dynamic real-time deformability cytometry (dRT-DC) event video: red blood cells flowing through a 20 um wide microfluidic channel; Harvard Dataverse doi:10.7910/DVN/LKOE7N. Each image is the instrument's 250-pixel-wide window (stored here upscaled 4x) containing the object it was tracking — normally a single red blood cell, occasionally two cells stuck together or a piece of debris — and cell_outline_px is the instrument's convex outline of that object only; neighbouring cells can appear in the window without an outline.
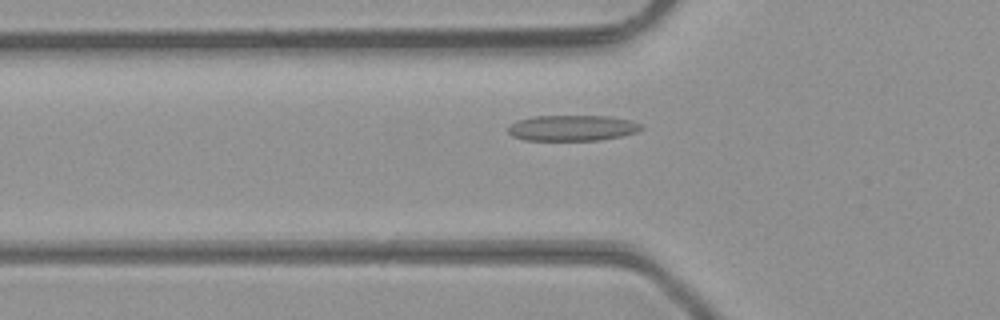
{"species": "common noctule bat (a hibernating species)", "species_latin": "Nyctalus noctula", "temperature_condition": "room temperature", "stored_images_in_passage": 45, "camera_frame_rate_fps": 3000, "um_per_image_px": 0.085, "animal": {"sex": "male", "body_mass_g": 23.1, "forearm_length_mm": 52.7}, "frame": {"image": 1, "passage_image": 14, "time_ms": 4.333, "image_size_px": [1000, 320], "cell_outline_px": [[644, 128], [636, 132], [620, 136], [600, 140], [524, 140], [512, 136], [508, 132], [508, 128], [516, 120], [532, 116], [608, 116], [632, 120], [640, 124]], "centroid_in_image_um": [48.63, 10.87], "position_along_channel_um": 77.2, "area_um2": 20.0}}
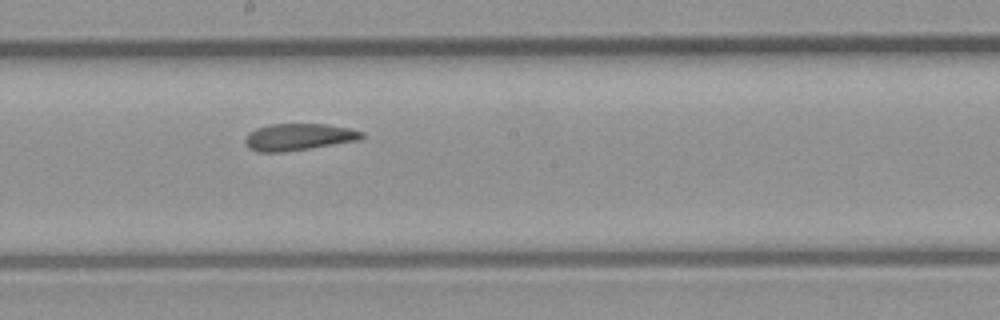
{"frame": {"image": 2, "passage_image": 24, "time_ms": 7.667, "image_size_px": [1000, 320], "cell_outline_px": [[364, 136], [360, 140], [308, 148], [280, 152], [256, 152], [248, 148], [244, 144], [244, 136], [248, 132], [256, 128], [272, 124], [324, 124], [348, 128], [364, 132]], "centroid_in_image_um": [25.32, 11.64], "position_along_channel_um": 222.9, "area_um2": 18.26}}
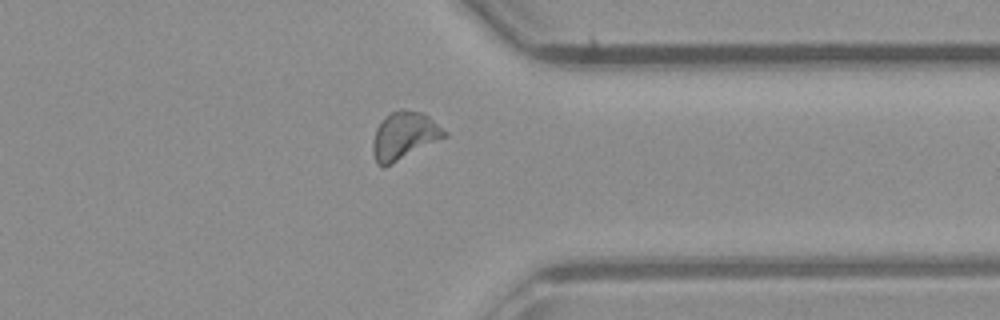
{"frame": {"image": 3, "passage_image": 35, "time_ms": 11.333, "image_size_px": [1000, 320], "cell_outline_px": [[448, 136], [384, 168], [376, 164], [372, 152], [372, 140], [376, 128], [384, 116], [400, 108], [404, 108], [424, 112], [448, 132]], "centroid_in_image_um": [34.35, 11.53], "position_along_channel_um": 377.0, "area_um2": 20.4}, "authors_computed_cell_mechanics": {"area_um2": 18.7272, "velocity_mm_per_s": 4.3351, "shape_relaxation_time_tau1_ms": null, "shape_relaxation_time_tau2_ms": 2.3408, "deformation_change_tau1": null, "deformation_change_tau2": 0.0974}}